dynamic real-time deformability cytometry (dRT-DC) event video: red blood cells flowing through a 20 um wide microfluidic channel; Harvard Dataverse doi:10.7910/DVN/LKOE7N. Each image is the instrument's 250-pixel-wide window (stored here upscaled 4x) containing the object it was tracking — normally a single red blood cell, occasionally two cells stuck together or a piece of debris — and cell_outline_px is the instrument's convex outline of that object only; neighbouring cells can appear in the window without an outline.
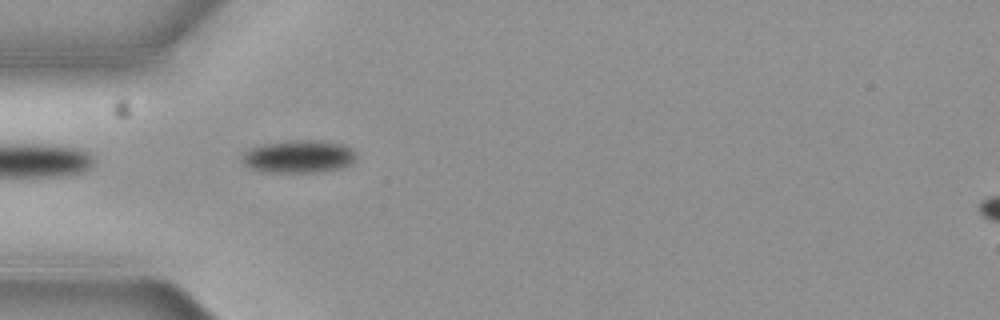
{"species": "common noctule bat (a hibernating species)", "species_latin": "Nyctalus noctula", "temperature_condition": "cold", "stored_images_in_passage": 1, "camera_frame_rate_fps": 3000, "um_per_image_px": 0.085, "animal": {"sex": "female", "body_mass_g": 19.3, "forearm_length_mm": 54.1}, "frame": {"image": 1, "passage_image": 1, "time_ms": 0.0, "image_size_px": [1000, 320], "cell_outline_px": [[356, 156], [352, 164], [340, 168], [316, 172], [260, 172], [248, 168], [240, 160], [240, 156], [248, 148], [260, 144], [288, 140], [308, 140], [344, 144], [352, 148]], "centroid_in_image_um": [25.31, 13.31], "position_along_channel_um": 59.7, "area_um2": 22.14}}